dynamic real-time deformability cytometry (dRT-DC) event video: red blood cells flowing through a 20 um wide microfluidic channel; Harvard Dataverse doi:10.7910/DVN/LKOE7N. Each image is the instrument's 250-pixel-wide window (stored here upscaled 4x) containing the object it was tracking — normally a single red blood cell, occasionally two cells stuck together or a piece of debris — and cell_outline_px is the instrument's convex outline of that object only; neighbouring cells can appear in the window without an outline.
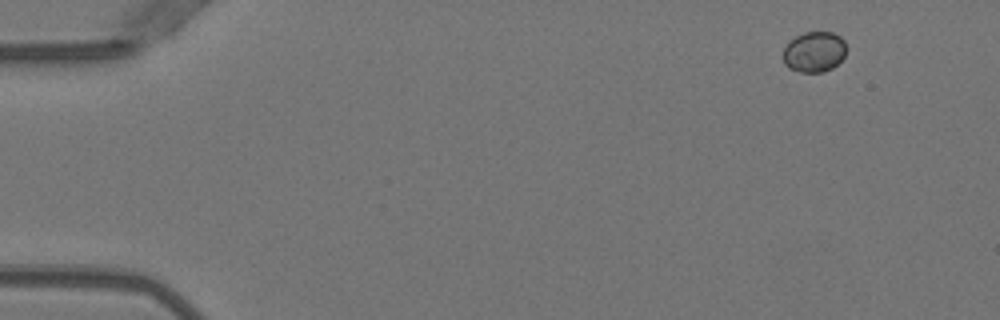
{"species": "Egyptian fruit bat (a non-hibernating species)", "species_latin": "Rousettus aegyptiacus", "temperature_condition": "warm", "stored_images_in_passage": 3, "camera_frame_rate_fps": 3000, "um_per_image_px": 0.085, "animal": {"sex": "female"}, "frame": {"image": 1, "passage_image": 1, "time_ms": 0.0, "image_size_px": [1000, 320], "cell_outline_px": [[844, 56], [832, 68], [824, 72], [800, 72], [788, 68], [784, 64], [784, 48], [796, 36], [804, 32], [832, 32], [840, 36], [844, 40]], "centroid_in_image_um": [69.2, 4.41], "position_along_channel_um": 15.8, "area_um2": 14.74}}
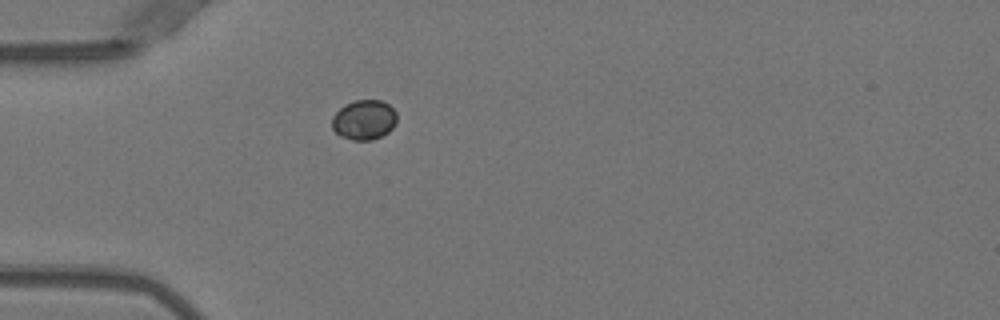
{"frame": {"image": 2, "passage_image": 3, "time_ms": 0.667, "image_size_px": [1000, 320], "cell_outline_px": [[396, 124], [388, 132], [372, 140], [352, 140], [340, 136], [332, 128], [332, 116], [344, 104], [356, 100], [380, 100], [388, 104], [396, 112]], "centroid_in_image_um": [30.93, 10.18], "position_along_channel_um": 54.1, "area_um2": 15.09}}